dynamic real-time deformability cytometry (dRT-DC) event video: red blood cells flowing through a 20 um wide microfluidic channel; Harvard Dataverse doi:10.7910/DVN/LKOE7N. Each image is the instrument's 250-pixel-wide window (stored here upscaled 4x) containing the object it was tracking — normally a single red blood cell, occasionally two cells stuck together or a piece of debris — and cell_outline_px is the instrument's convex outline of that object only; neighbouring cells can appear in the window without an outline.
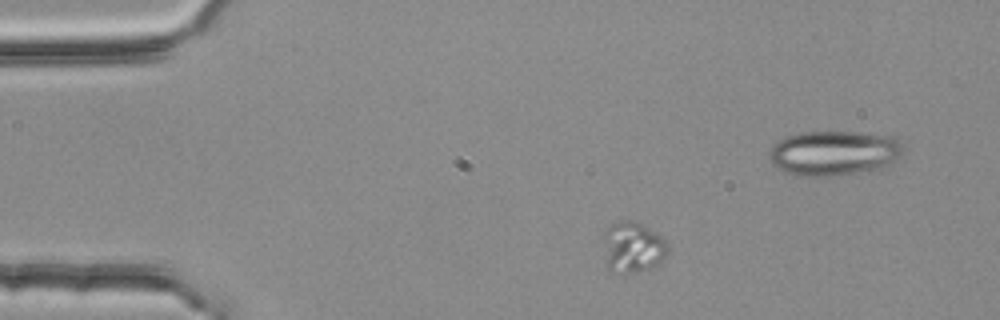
{"species": "common noctule bat (a hibernating species)", "species_latin": "Nyctalus noctula", "temperature_condition": "room temperature", "stored_images_in_passage": 3, "camera_frame_rate_fps": 3000, "um_per_image_px": 0.085, "animal": {"sex": "female", "body_mass_g": 25.1}, "frame": {"image": 1, "passage_image": 1, "time_ms": 0.0, "image_size_px": [1000, 320], "cell_outline_px": [[668, 248], [664, 256], [652, 268], [636, 272], [608, 272], [604, 264], [604, 232], [612, 224], [620, 220], [632, 220], [640, 224], [668, 240]], "centroid_in_image_um": [53.74, 21.03], "position_along_channel_um": 31.3, "area_um2": 19.13}}